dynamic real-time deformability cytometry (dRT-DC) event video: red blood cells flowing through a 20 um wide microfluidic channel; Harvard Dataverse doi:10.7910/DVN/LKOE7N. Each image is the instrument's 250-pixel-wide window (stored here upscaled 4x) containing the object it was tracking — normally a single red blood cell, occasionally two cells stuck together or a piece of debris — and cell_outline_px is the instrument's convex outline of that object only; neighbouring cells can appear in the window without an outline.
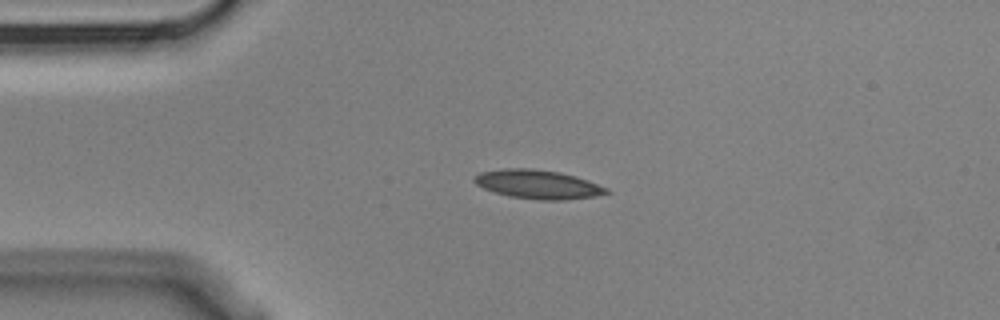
{"species": "Egyptian fruit bat (a non-hibernating species)", "species_latin": "Rousettus aegyptiacus", "temperature_condition": "cold", "stored_images_in_passage": 2, "camera_frame_rate_fps": 3000, "um_per_image_px": 0.085, "animal": {"sex": "male"}, "frame": {"image": 1, "passage_image": 1, "time_ms": 0.0, "image_size_px": [1000, 320], "cell_outline_px": [[612, 192], [592, 196], [564, 200], [540, 200], [508, 196], [484, 188], [476, 184], [472, 180], [480, 172], [504, 168], [528, 168], [560, 172], [576, 176], [588, 180], [608, 188]], "centroid_in_image_um": [45.73, 15.66], "position_along_channel_um": 39.3, "area_um2": 22.14}}